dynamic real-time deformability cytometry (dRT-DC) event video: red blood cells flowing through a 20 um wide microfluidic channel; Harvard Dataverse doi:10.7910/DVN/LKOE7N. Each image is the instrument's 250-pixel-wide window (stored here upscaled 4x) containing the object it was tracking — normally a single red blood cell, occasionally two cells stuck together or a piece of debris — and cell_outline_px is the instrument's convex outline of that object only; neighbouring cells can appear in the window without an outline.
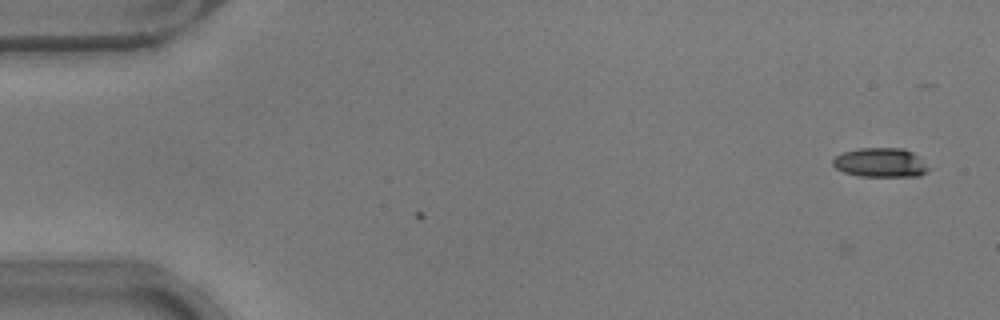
{"species": "common noctule bat (a hibernating species)", "species_latin": "Nyctalus noctula", "temperature_condition": "warm", "stored_images_in_passage": 3, "camera_frame_rate_fps": 3000, "um_per_image_px": 0.085, "animal": {"sex": "male", "body_mass_g": 17.9}, "frame": {"image": 1, "passage_image": 1, "time_ms": 0.0, "image_size_px": [1000, 320], "cell_outline_px": [[932, 168], [928, 172], [920, 176], [860, 176], [844, 172], [836, 168], [832, 164], [832, 160], [836, 156], [844, 152], [860, 148], [904, 148], [912, 152]], "centroid_in_image_um": [74.88, 13.82], "position_along_channel_um": 10.1, "area_um2": 16.36}}